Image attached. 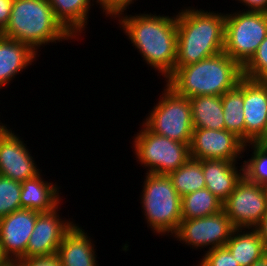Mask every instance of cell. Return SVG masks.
Masks as SVG:
<instances>
[{"mask_svg":"<svg viewBox=\"0 0 267 266\" xmlns=\"http://www.w3.org/2000/svg\"><path fill=\"white\" fill-rule=\"evenodd\" d=\"M251 266H267V255L265 254L261 259L254 262Z\"/></svg>","mask_w":267,"mask_h":266,"instance_id":"e575fe53","label":"cell"},{"mask_svg":"<svg viewBox=\"0 0 267 266\" xmlns=\"http://www.w3.org/2000/svg\"><path fill=\"white\" fill-rule=\"evenodd\" d=\"M61 204L50 212L38 214L30 235L26 253L22 258L47 257L56 255L65 234L74 226L71 218L60 216Z\"/></svg>","mask_w":267,"mask_h":266,"instance_id":"7c38bea8","label":"cell"},{"mask_svg":"<svg viewBox=\"0 0 267 266\" xmlns=\"http://www.w3.org/2000/svg\"><path fill=\"white\" fill-rule=\"evenodd\" d=\"M189 100L194 129H225L222 96H196Z\"/></svg>","mask_w":267,"mask_h":266,"instance_id":"7402d4cb","label":"cell"},{"mask_svg":"<svg viewBox=\"0 0 267 266\" xmlns=\"http://www.w3.org/2000/svg\"><path fill=\"white\" fill-rule=\"evenodd\" d=\"M225 246L240 266H251L265 255L263 242L254 228H235Z\"/></svg>","mask_w":267,"mask_h":266,"instance_id":"44dd1931","label":"cell"},{"mask_svg":"<svg viewBox=\"0 0 267 266\" xmlns=\"http://www.w3.org/2000/svg\"><path fill=\"white\" fill-rule=\"evenodd\" d=\"M40 212L20 209L0 218V256L6 263L21 259Z\"/></svg>","mask_w":267,"mask_h":266,"instance_id":"4fadbf2b","label":"cell"},{"mask_svg":"<svg viewBox=\"0 0 267 266\" xmlns=\"http://www.w3.org/2000/svg\"><path fill=\"white\" fill-rule=\"evenodd\" d=\"M42 176L40 173L21 183V209L50 212L61 204V186H58L57 182L53 184L44 180Z\"/></svg>","mask_w":267,"mask_h":266,"instance_id":"d6986e66","label":"cell"},{"mask_svg":"<svg viewBox=\"0 0 267 266\" xmlns=\"http://www.w3.org/2000/svg\"><path fill=\"white\" fill-rule=\"evenodd\" d=\"M258 144L267 147V129L263 136L257 141Z\"/></svg>","mask_w":267,"mask_h":266,"instance_id":"d590c367","label":"cell"},{"mask_svg":"<svg viewBox=\"0 0 267 266\" xmlns=\"http://www.w3.org/2000/svg\"><path fill=\"white\" fill-rule=\"evenodd\" d=\"M236 164L239 163L217 159L201 160L206 188L222 203L227 200L244 176L243 164L239 167Z\"/></svg>","mask_w":267,"mask_h":266,"instance_id":"e0dca14e","label":"cell"},{"mask_svg":"<svg viewBox=\"0 0 267 266\" xmlns=\"http://www.w3.org/2000/svg\"><path fill=\"white\" fill-rule=\"evenodd\" d=\"M134 1L137 0H97L96 2L98 6L100 5L99 8L102 9V13H105L104 15L115 20L117 15L128 11L127 7L129 9V5L134 4Z\"/></svg>","mask_w":267,"mask_h":266,"instance_id":"f546056e","label":"cell"},{"mask_svg":"<svg viewBox=\"0 0 267 266\" xmlns=\"http://www.w3.org/2000/svg\"><path fill=\"white\" fill-rule=\"evenodd\" d=\"M161 94L142 123L157 135L190 144L194 128L189 98L177 94L167 84Z\"/></svg>","mask_w":267,"mask_h":266,"instance_id":"8992f818","label":"cell"},{"mask_svg":"<svg viewBox=\"0 0 267 266\" xmlns=\"http://www.w3.org/2000/svg\"><path fill=\"white\" fill-rule=\"evenodd\" d=\"M190 155L196 160L239 161L249 148L227 130L194 129L189 144Z\"/></svg>","mask_w":267,"mask_h":266,"instance_id":"8fae6325","label":"cell"},{"mask_svg":"<svg viewBox=\"0 0 267 266\" xmlns=\"http://www.w3.org/2000/svg\"><path fill=\"white\" fill-rule=\"evenodd\" d=\"M14 0H0V34L5 30L12 11Z\"/></svg>","mask_w":267,"mask_h":266,"instance_id":"1f68e13d","label":"cell"},{"mask_svg":"<svg viewBox=\"0 0 267 266\" xmlns=\"http://www.w3.org/2000/svg\"><path fill=\"white\" fill-rule=\"evenodd\" d=\"M21 183L0 175V218L21 209Z\"/></svg>","mask_w":267,"mask_h":266,"instance_id":"4316f807","label":"cell"},{"mask_svg":"<svg viewBox=\"0 0 267 266\" xmlns=\"http://www.w3.org/2000/svg\"><path fill=\"white\" fill-rule=\"evenodd\" d=\"M39 55L29 45L0 34V89L29 68Z\"/></svg>","mask_w":267,"mask_h":266,"instance_id":"ac0fdd59","label":"cell"},{"mask_svg":"<svg viewBox=\"0 0 267 266\" xmlns=\"http://www.w3.org/2000/svg\"><path fill=\"white\" fill-rule=\"evenodd\" d=\"M175 68L197 63L224 50L225 14L184 7L176 14Z\"/></svg>","mask_w":267,"mask_h":266,"instance_id":"7a4b0ae2","label":"cell"},{"mask_svg":"<svg viewBox=\"0 0 267 266\" xmlns=\"http://www.w3.org/2000/svg\"><path fill=\"white\" fill-rule=\"evenodd\" d=\"M2 266H15V264L14 263H5Z\"/></svg>","mask_w":267,"mask_h":266,"instance_id":"74e56055","label":"cell"},{"mask_svg":"<svg viewBox=\"0 0 267 266\" xmlns=\"http://www.w3.org/2000/svg\"><path fill=\"white\" fill-rule=\"evenodd\" d=\"M8 128L0 135V175L24 182L41 173L23 139Z\"/></svg>","mask_w":267,"mask_h":266,"instance_id":"5bb4252c","label":"cell"},{"mask_svg":"<svg viewBox=\"0 0 267 266\" xmlns=\"http://www.w3.org/2000/svg\"><path fill=\"white\" fill-rule=\"evenodd\" d=\"M234 229L226 212L221 210L210 216L182 219L172 237L192 249L198 250V248L207 247L206 251H209L225 246Z\"/></svg>","mask_w":267,"mask_h":266,"instance_id":"9c48e42d","label":"cell"},{"mask_svg":"<svg viewBox=\"0 0 267 266\" xmlns=\"http://www.w3.org/2000/svg\"><path fill=\"white\" fill-rule=\"evenodd\" d=\"M7 126V127H6ZM8 128V125L0 121V135Z\"/></svg>","mask_w":267,"mask_h":266,"instance_id":"8d00e7d4","label":"cell"},{"mask_svg":"<svg viewBox=\"0 0 267 266\" xmlns=\"http://www.w3.org/2000/svg\"><path fill=\"white\" fill-rule=\"evenodd\" d=\"M245 144L257 142L267 129V81L243 77Z\"/></svg>","mask_w":267,"mask_h":266,"instance_id":"9a60e30c","label":"cell"},{"mask_svg":"<svg viewBox=\"0 0 267 266\" xmlns=\"http://www.w3.org/2000/svg\"><path fill=\"white\" fill-rule=\"evenodd\" d=\"M78 223L65 234L57 250L61 266H99L95 244Z\"/></svg>","mask_w":267,"mask_h":266,"instance_id":"2e32d148","label":"cell"},{"mask_svg":"<svg viewBox=\"0 0 267 266\" xmlns=\"http://www.w3.org/2000/svg\"><path fill=\"white\" fill-rule=\"evenodd\" d=\"M182 219L210 216L223 210V203L207 188L181 198Z\"/></svg>","mask_w":267,"mask_h":266,"instance_id":"cb8c5ba5","label":"cell"},{"mask_svg":"<svg viewBox=\"0 0 267 266\" xmlns=\"http://www.w3.org/2000/svg\"><path fill=\"white\" fill-rule=\"evenodd\" d=\"M196 266H240L226 246L204 252ZM195 266V265H194Z\"/></svg>","mask_w":267,"mask_h":266,"instance_id":"f1b7e54d","label":"cell"},{"mask_svg":"<svg viewBox=\"0 0 267 266\" xmlns=\"http://www.w3.org/2000/svg\"><path fill=\"white\" fill-rule=\"evenodd\" d=\"M246 7L242 11H253V12H265L267 13V0H235Z\"/></svg>","mask_w":267,"mask_h":266,"instance_id":"d6a6232c","label":"cell"},{"mask_svg":"<svg viewBox=\"0 0 267 266\" xmlns=\"http://www.w3.org/2000/svg\"><path fill=\"white\" fill-rule=\"evenodd\" d=\"M1 35L29 45L37 53L41 46L76 40L57 20L48 0H14Z\"/></svg>","mask_w":267,"mask_h":266,"instance_id":"277c9868","label":"cell"},{"mask_svg":"<svg viewBox=\"0 0 267 266\" xmlns=\"http://www.w3.org/2000/svg\"><path fill=\"white\" fill-rule=\"evenodd\" d=\"M168 177L181 198L206 188L201 160L190 158L184 165L169 173Z\"/></svg>","mask_w":267,"mask_h":266,"instance_id":"d4e9b609","label":"cell"},{"mask_svg":"<svg viewBox=\"0 0 267 266\" xmlns=\"http://www.w3.org/2000/svg\"><path fill=\"white\" fill-rule=\"evenodd\" d=\"M127 14L123 12L115 17L120 29L142 55L143 61L166 80L174 72L177 58L176 15Z\"/></svg>","mask_w":267,"mask_h":266,"instance_id":"6da1fadb","label":"cell"},{"mask_svg":"<svg viewBox=\"0 0 267 266\" xmlns=\"http://www.w3.org/2000/svg\"><path fill=\"white\" fill-rule=\"evenodd\" d=\"M54 15L63 27L75 38L80 40L81 33L88 25L89 11L97 0H48ZM92 1V2H91ZM95 1V2H94Z\"/></svg>","mask_w":267,"mask_h":266,"instance_id":"ffe728a7","label":"cell"},{"mask_svg":"<svg viewBox=\"0 0 267 266\" xmlns=\"http://www.w3.org/2000/svg\"><path fill=\"white\" fill-rule=\"evenodd\" d=\"M223 210L235 228H254L267 212V186L243 176L223 203Z\"/></svg>","mask_w":267,"mask_h":266,"instance_id":"30bf717a","label":"cell"},{"mask_svg":"<svg viewBox=\"0 0 267 266\" xmlns=\"http://www.w3.org/2000/svg\"><path fill=\"white\" fill-rule=\"evenodd\" d=\"M242 78V67L223 51L197 63L175 68L165 83L187 98L222 96L234 89Z\"/></svg>","mask_w":267,"mask_h":266,"instance_id":"3957f363","label":"cell"},{"mask_svg":"<svg viewBox=\"0 0 267 266\" xmlns=\"http://www.w3.org/2000/svg\"><path fill=\"white\" fill-rule=\"evenodd\" d=\"M243 78L238 85L222 95L225 130L234 133L245 143V118L243 111Z\"/></svg>","mask_w":267,"mask_h":266,"instance_id":"603a6c76","label":"cell"},{"mask_svg":"<svg viewBox=\"0 0 267 266\" xmlns=\"http://www.w3.org/2000/svg\"><path fill=\"white\" fill-rule=\"evenodd\" d=\"M141 126L132 145L136 161L147 168L146 173L168 175L191 158L189 144L157 135L143 123Z\"/></svg>","mask_w":267,"mask_h":266,"instance_id":"52a82bcc","label":"cell"},{"mask_svg":"<svg viewBox=\"0 0 267 266\" xmlns=\"http://www.w3.org/2000/svg\"><path fill=\"white\" fill-rule=\"evenodd\" d=\"M140 197L147 227L159 236L172 237L182 220L181 197L168 175L146 173Z\"/></svg>","mask_w":267,"mask_h":266,"instance_id":"5b68a950","label":"cell"},{"mask_svg":"<svg viewBox=\"0 0 267 266\" xmlns=\"http://www.w3.org/2000/svg\"><path fill=\"white\" fill-rule=\"evenodd\" d=\"M243 77L256 81H267V36L252 58L242 67Z\"/></svg>","mask_w":267,"mask_h":266,"instance_id":"83f0119b","label":"cell"},{"mask_svg":"<svg viewBox=\"0 0 267 266\" xmlns=\"http://www.w3.org/2000/svg\"><path fill=\"white\" fill-rule=\"evenodd\" d=\"M254 229L260 235L265 254L267 255V212L262 217V220L254 227Z\"/></svg>","mask_w":267,"mask_h":266,"instance_id":"836d02e7","label":"cell"},{"mask_svg":"<svg viewBox=\"0 0 267 266\" xmlns=\"http://www.w3.org/2000/svg\"><path fill=\"white\" fill-rule=\"evenodd\" d=\"M245 146L253 150L250 151V159L242 162L244 177L250 182L267 186V147L257 142L247 143Z\"/></svg>","mask_w":267,"mask_h":266,"instance_id":"484cf974","label":"cell"},{"mask_svg":"<svg viewBox=\"0 0 267 266\" xmlns=\"http://www.w3.org/2000/svg\"><path fill=\"white\" fill-rule=\"evenodd\" d=\"M230 13H225L223 51L243 67L267 36V13L241 10Z\"/></svg>","mask_w":267,"mask_h":266,"instance_id":"ba28073f","label":"cell"},{"mask_svg":"<svg viewBox=\"0 0 267 266\" xmlns=\"http://www.w3.org/2000/svg\"><path fill=\"white\" fill-rule=\"evenodd\" d=\"M15 266H61L57 255L47 257L21 258L14 262Z\"/></svg>","mask_w":267,"mask_h":266,"instance_id":"4dcf8cb0","label":"cell"},{"mask_svg":"<svg viewBox=\"0 0 267 266\" xmlns=\"http://www.w3.org/2000/svg\"><path fill=\"white\" fill-rule=\"evenodd\" d=\"M6 262L1 258L0 256V266H2L3 264H5Z\"/></svg>","mask_w":267,"mask_h":266,"instance_id":"f35d334b","label":"cell"}]
</instances>
